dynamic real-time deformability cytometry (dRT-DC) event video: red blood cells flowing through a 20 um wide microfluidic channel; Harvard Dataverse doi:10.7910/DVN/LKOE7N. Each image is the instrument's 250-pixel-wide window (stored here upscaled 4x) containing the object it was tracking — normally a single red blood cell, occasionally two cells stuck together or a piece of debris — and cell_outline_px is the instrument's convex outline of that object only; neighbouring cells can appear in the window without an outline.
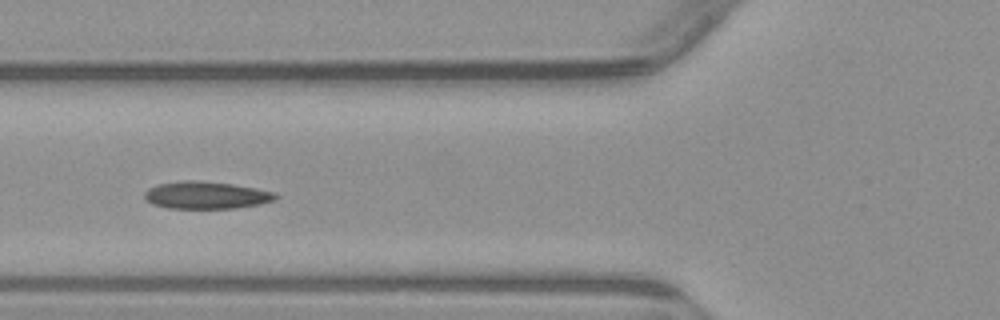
{"species": "common noctule bat (a hibernating species)", "species_latin": "Nyctalus noctula", "temperature_condition": "warm", "stored_images_in_passage": 5, "camera_frame_rate_fps": 3000, "um_per_image_px": 0.085, "animal": {"sex": "male", "body_mass_g": 23.1, "forearm_length_mm": 52.7}, "frame": {"image": 1, "passage_image": 5, "time_ms": 4.667, "image_size_px": [1000, 320], "cell_outline_px": [[280, 196], [276, 200], [260, 204], [236, 208], [168, 208], [152, 204], [144, 196], [144, 192], [148, 188], [160, 184], [184, 180], [196, 180], [232, 184], [276, 192]], "centroid_in_image_um": [17.56, 16.59], "position_along_channel_um": 108.2, "area_um2": 20.87}}